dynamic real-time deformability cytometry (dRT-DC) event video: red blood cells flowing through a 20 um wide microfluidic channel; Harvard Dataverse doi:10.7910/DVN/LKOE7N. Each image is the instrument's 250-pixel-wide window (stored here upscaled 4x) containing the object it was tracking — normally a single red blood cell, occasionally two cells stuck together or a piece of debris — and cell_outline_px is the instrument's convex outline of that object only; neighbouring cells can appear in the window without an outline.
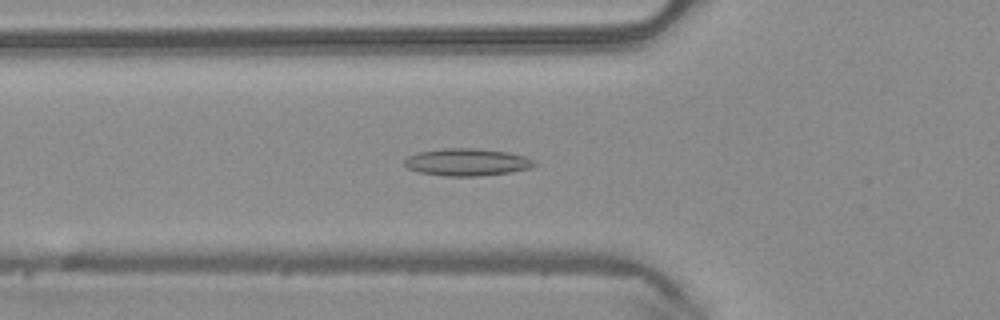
{"species": "common noctule bat (a hibernating species)", "species_latin": "Nyctalus noctula", "temperature_condition": "warm", "stored_images_in_passage": 34, "camera_frame_rate_fps": 3000, "um_per_image_px": 0.085, "animal": {"sex": "male", "body_mass_g": 20.4}, "frame": {"image": 1, "passage_image": 3, "time_ms": 0.667, "image_size_px": [1000, 320], "cell_outline_px": [[536, 164], [532, 168], [512, 172], [480, 176], [444, 176], [420, 172], [408, 168], [404, 164], [404, 160], [408, 156], [420, 152], [444, 148], [476, 148], [508, 152], [524, 156], [536, 160]], "centroid_in_image_um": [39.74, 13.78], "position_along_channel_um": 86.1, "area_um2": 20.75}}
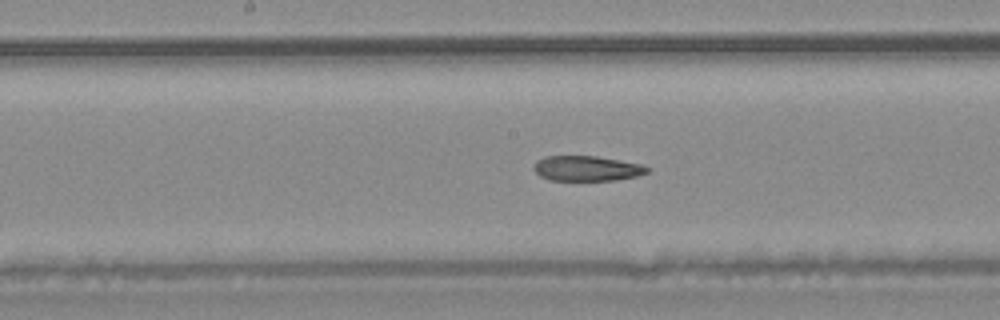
{"frame": {"image": 2, "passage_image": 11, "time_ms": 3.333, "image_size_px": [1000, 320], "cell_outline_px": [[652, 168], [648, 172], [636, 176], [616, 180], [548, 180], [540, 176], [532, 168], [532, 164], [536, 160], [544, 156], [596, 156], [620, 160], [640, 164]], "centroid_in_image_um": [49.84, 14.31], "position_along_channel_um": 198.4, "area_um2": 16.76}}
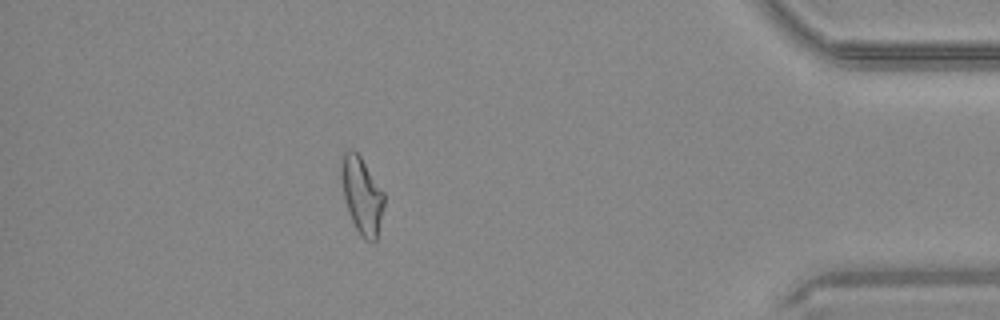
{"frame": {"image": 3, "passage_image": 29, "time_ms": 9.333, "image_size_px": [1000, 320], "cell_outline_px": [[384, 204], [376, 240], [364, 240], [356, 228], [352, 220], [344, 200], [340, 180], [340, 164], [344, 148], [352, 148], [360, 156], [384, 192]], "centroid_in_image_um": [30.71, 16.53], "position_along_channel_um": 404.5, "area_um2": 19.25}, "authors_computed_cell_mechanics": {"area_um2": 18.3226, "velocity_mm_per_s": 4.1744, "shape_relaxation_time_tau1_ms": null, "shape_relaxation_time_tau2_ms": 4.3767, "deformation_change_tau1": null, "deformation_change_tau2": 0.1307}}